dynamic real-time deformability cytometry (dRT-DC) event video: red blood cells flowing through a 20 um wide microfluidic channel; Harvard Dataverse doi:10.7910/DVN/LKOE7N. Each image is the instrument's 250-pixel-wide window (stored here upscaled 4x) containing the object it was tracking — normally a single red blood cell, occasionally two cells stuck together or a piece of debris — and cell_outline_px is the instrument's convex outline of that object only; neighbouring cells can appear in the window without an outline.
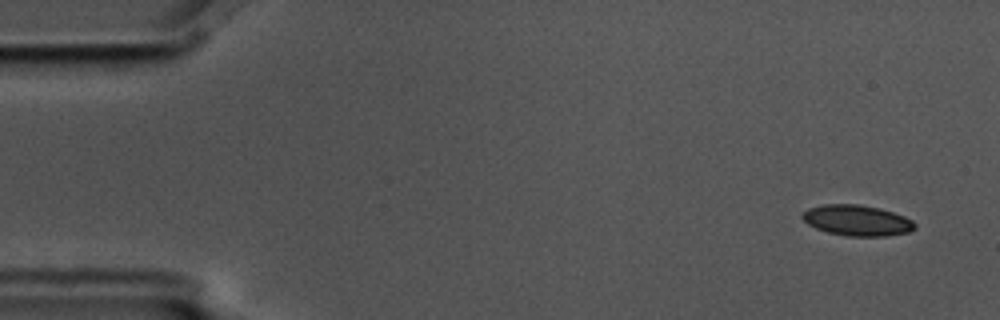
{"species": "common noctule bat (a hibernating species)", "species_latin": "Nyctalus noctula", "temperature_condition": "cold", "stored_images_in_passage": 5, "camera_frame_rate_fps": 3000, "um_per_image_px": 0.085, "animal": {"sex": "male", "body_mass_g": 17.5, "forearm_length_mm": 52.3}, "frame": {"image": 1, "passage_image": 1, "time_ms": 0.0, "image_size_px": [1000, 320], "cell_outline_px": [[916, 228], [908, 232], [884, 236], [848, 236], [828, 232], [816, 228], [808, 224], [800, 216], [808, 208], [824, 204], [860, 204], [880, 208], [904, 216], [912, 220], [916, 224]], "centroid_in_image_um": [72.85, 18.73], "position_along_channel_um": 12.2, "area_um2": 20.11}}
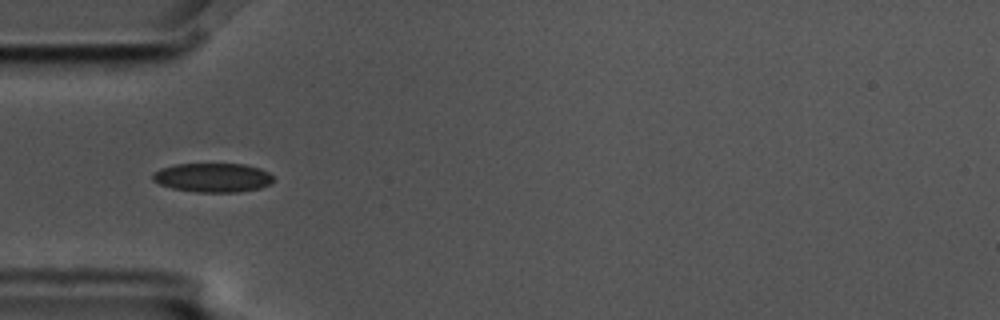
{"frame": {"image": 2, "passage_image": 5, "time_ms": 1.333, "image_size_px": [1000, 320], "cell_outline_px": [[272, 180], [268, 184], [260, 188], [240, 192], [196, 192], [172, 188], [160, 184], [152, 180], [152, 172], [160, 168], [176, 164], [244, 164], [260, 168], [268, 172], [272, 176]], "centroid_in_image_um": [18.05, 15.09], "position_along_channel_um": 67.0, "area_um2": 20.46}}